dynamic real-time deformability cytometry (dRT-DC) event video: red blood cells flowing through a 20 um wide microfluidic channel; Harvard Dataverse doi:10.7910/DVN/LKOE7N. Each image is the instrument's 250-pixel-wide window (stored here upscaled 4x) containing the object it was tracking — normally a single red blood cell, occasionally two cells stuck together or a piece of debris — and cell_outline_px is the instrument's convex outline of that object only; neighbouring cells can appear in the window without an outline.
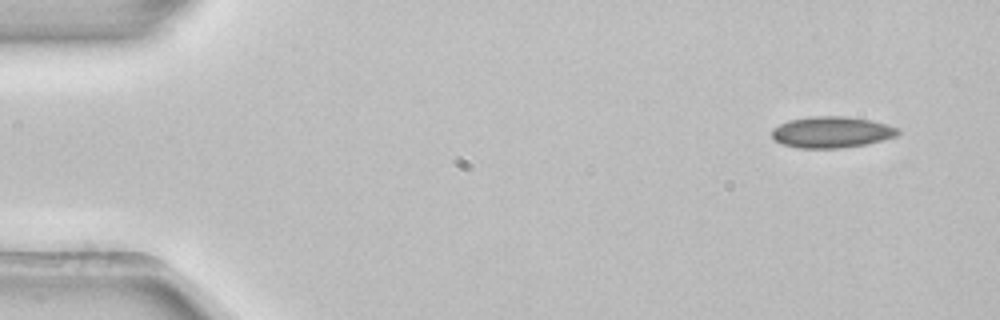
{"species": "common noctule bat (a hibernating species)", "species_latin": "Nyctalus noctula", "temperature_condition": "room temperature", "stored_images_in_passage": 4, "camera_frame_rate_fps": 3000, "um_per_image_px": 0.085, "animal": {"sex": "female", "body_mass_g": 22.7, "forearm_length_mm": 54.2}, "frame": {"image": 1, "passage_image": 1, "time_ms": 0.0, "image_size_px": [1000, 320], "cell_outline_px": [[900, 132], [896, 136], [864, 144], [840, 148], [800, 148], [780, 144], [772, 136], [772, 128], [788, 120], [812, 116], [848, 116], [872, 120], [888, 124], [900, 128]], "centroid_in_image_um": [70.69, 11.22], "position_along_channel_um": 14.3, "area_um2": 23.06}}
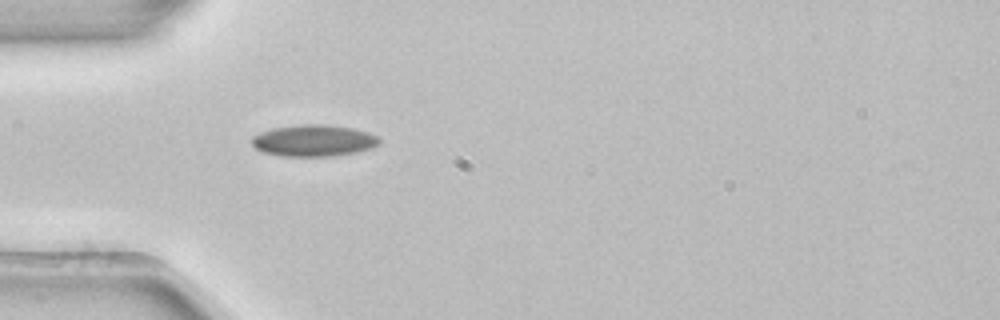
{"frame": {"image": 2, "passage_image": 4, "time_ms": 1.0, "image_size_px": [1000, 320], "cell_outline_px": [[380, 144], [372, 148], [356, 152], [332, 156], [280, 156], [260, 152], [252, 144], [252, 136], [260, 132], [276, 128], [300, 124], [320, 124], [352, 128], [368, 132], [376, 136], [380, 140]], "centroid_in_image_um": [26.65, 11.96], "position_along_channel_um": 58.4, "area_um2": 23.47}}